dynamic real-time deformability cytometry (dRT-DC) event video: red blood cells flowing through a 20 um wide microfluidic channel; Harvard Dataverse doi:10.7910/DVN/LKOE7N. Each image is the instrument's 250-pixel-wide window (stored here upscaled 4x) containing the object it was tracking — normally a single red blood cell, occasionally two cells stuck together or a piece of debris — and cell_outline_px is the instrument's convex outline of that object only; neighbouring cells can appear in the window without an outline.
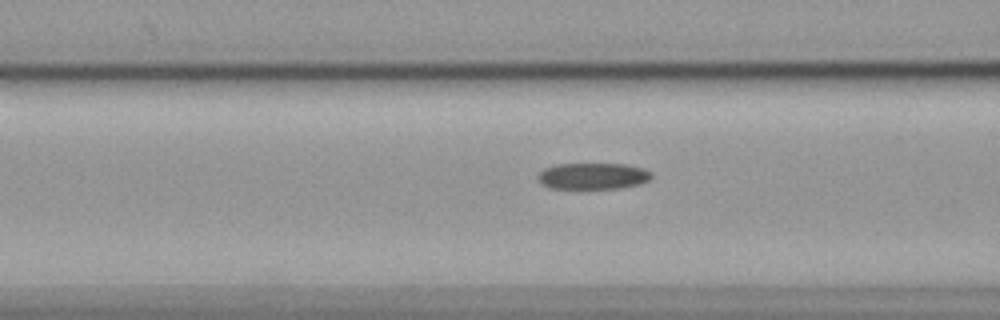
{"species": "common noctule bat (a hibernating species)", "species_latin": "Nyctalus noctula", "temperature_condition": "cold", "stored_images_in_passage": 31, "camera_frame_rate_fps": 3000, "um_per_image_px": 0.085, "animal": {"sex": "female", "body_mass_g": 19.9}, "frame": {"image": 1, "passage_image": 18, "time_ms": 5.667, "image_size_px": [1000, 320], "cell_outline_px": [[652, 176], [648, 180], [640, 184], [620, 188], [588, 192], [548, 188], [540, 184], [536, 180], [536, 176], [544, 168], [556, 164], [624, 164], [644, 168], [652, 172]], "centroid_in_image_um": [50.32, 15.03], "position_along_channel_um": 116.3, "area_um2": 18.67}}
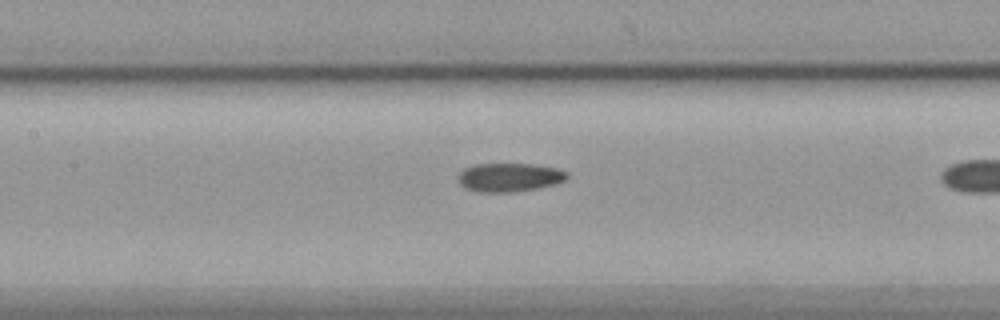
{"frame": {"image": 2, "passage_image": 22, "time_ms": 7.0, "image_size_px": [1000, 320], "cell_outline_px": [[568, 176], [564, 180], [556, 184], [516, 192], [480, 192], [464, 188], [456, 180], [456, 176], [464, 168], [476, 164], [532, 164], [556, 168], [568, 172]], "centroid_in_image_um": [43.25, 15.08], "position_along_channel_um": 164.1, "area_um2": 18.32}}